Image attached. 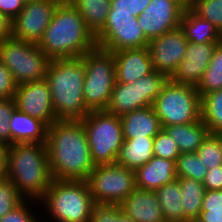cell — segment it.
Segmentation results:
<instances>
[{"label": "cell", "mask_w": 222, "mask_h": 222, "mask_svg": "<svg viewBox=\"0 0 222 222\" xmlns=\"http://www.w3.org/2000/svg\"><path fill=\"white\" fill-rule=\"evenodd\" d=\"M154 192L166 222H185V211L181 202L182 195L178 178L159 187Z\"/></svg>", "instance_id": "cell-26"}, {"label": "cell", "mask_w": 222, "mask_h": 222, "mask_svg": "<svg viewBox=\"0 0 222 222\" xmlns=\"http://www.w3.org/2000/svg\"><path fill=\"white\" fill-rule=\"evenodd\" d=\"M188 7L222 34V0H188Z\"/></svg>", "instance_id": "cell-33"}, {"label": "cell", "mask_w": 222, "mask_h": 222, "mask_svg": "<svg viewBox=\"0 0 222 222\" xmlns=\"http://www.w3.org/2000/svg\"><path fill=\"white\" fill-rule=\"evenodd\" d=\"M95 165L115 164L124 136L120 117L106 110L90 111L82 120Z\"/></svg>", "instance_id": "cell-6"}, {"label": "cell", "mask_w": 222, "mask_h": 222, "mask_svg": "<svg viewBox=\"0 0 222 222\" xmlns=\"http://www.w3.org/2000/svg\"><path fill=\"white\" fill-rule=\"evenodd\" d=\"M199 218L204 222H222V190H206Z\"/></svg>", "instance_id": "cell-34"}, {"label": "cell", "mask_w": 222, "mask_h": 222, "mask_svg": "<svg viewBox=\"0 0 222 222\" xmlns=\"http://www.w3.org/2000/svg\"><path fill=\"white\" fill-rule=\"evenodd\" d=\"M0 61L19 85L45 79L51 60L37 43L8 37L0 41Z\"/></svg>", "instance_id": "cell-9"}, {"label": "cell", "mask_w": 222, "mask_h": 222, "mask_svg": "<svg viewBox=\"0 0 222 222\" xmlns=\"http://www.w3.org/2000/svg\"><path fill=\"white\" fill-rule=\"evenodd\" d=\"M11 145L14 143H46L48 126L17 108L10 119Z\"/></svg>", "instance_id": "cell-22"}, {"label": "cell", "mask_w": 222, "mask_h": 222, "mask_svg": "<svg viewBox=\"0 0 222 222\" xmlns=\"http://www.w3.org/2000/svg\"><path fill=\"white\" fill-rule=\"evenodd\" d=\"M39 204L40 202L35 200H24L14 210L1 217L0 222H41L42 209L40 208ZM31 207L35 208L33 209ZM36 207L39 208V211L36 210L38 209ZM37 211L38 214H36Z\"/></svg>", "instance_id": "cell-35"}, {"label": "cell", "mask_w": 222, "mask_h": 222, "mask_svg": "<svg viewBox=\"0 0 222 222\" xmlns=\"http://www.w3.org/2000/svg\"><path fill=\"white\" fill-rule=\"evenodd\" d=\"M24 6L25 2L23 0H0V12L11 21L21 12Z\"/></svg>", "instance_id": "cell-43"}, {"label": "cell", "mask_w": 222, "mask_h": 222, "mask_svg": "<svg viewBox=\"0 0 222 222\" xmlns=\"http://www.w3.org/2000/svg\"><path fill=\"white\" fill-rule=\"evenodd\" d=\"M81 57L85 66V104L90 111L105 110L116 82L113 53L97 46Z\"/></svg>", "instance_id": "cell-7"}, {"label": "cell", "mask_w": 222, "mask_h": 222, "mask_svg": "<svg viewBox=\"0 0 222 222\" xmlns=\"http://www.w3.org/2000/svg\"><path fill=\"white\" fill-rule=\"evenodd\" d=\"M3 176L25 200L40 201L53 177L46 143H14L4 151Z\"/></svg>", "instance_id": "cell-2"}, {"label": "cell", "mask_w": 222, "mask_h": 222, "mask_svg": "<svg viewBox=\"0 0 222 222\" xmlns=\"http://www.w3.org/2000/svg\"><path fill=\"white\" fill-rule=\"evenodd\" d=\"M187 222H204L203 220H201L199 217L194 218V219H190Z\"/></svg>", "instance_id": "cell-46"}, {"label": "cell", "mask_w": 222, "mask_h": 222, "mask_svg": "<svg viewBox=\"0 0 222 222\" xmlns=\"http://www.w3.org/2000/svg\"><path fill=\"white\" fill-rule=\"evenodd\" d=\"M46 145L53 179L87 181L95 164L81 120L52 123Z\"/></svg>", "instance_id": "cell-1"}, {"label": "cell", "mask_w": 222, "mask_h": 222, "mask_svg": "<svg viewBox=\"0 0 222 222\" xmlns=\"http://www.w3.org/2000/svg\"><path fill=\"white\" fill-rule=\"evenodd\" d=\"M61 1L36 0L25 3L21 12L11 21V37L38 43Z\"/></svg>", "instance_id": "cell-13"}, {"label": "cell", "mask_w": 222, "mask_h": 222, "mask_svg": "<svg viewBox=\"0 0 222 222\" xmlns=\"http://www.w3.org/2000/svg\"><path fill=\"white\" fill-rule=\"evenodd\" d=\"M154 156L177 161L181 152L176 142L162 129L155 137L153 142Z\"/></svg>", "instance_id": "cell-38"}, {"label": "cell", "mask_w": 222, "mask_h": 222, "mask_svg": "<svg viewBox=\"0 0 222 222\" xmlns=\"http://www.w3.org/2000/svg\"><path fill=\"white\" fill-rule=\"evenodd\" d=\"M222 88V41L217 43L212 59L196 87L200 98Z\"/></svg>", "instance_id": "cell-30"}, {"label": "cell", "mask_w": 222, "mask_h": 222, "mask_svg": "<svg viewBox=\"0 0 222 222\" xmlns=\"http://www.w3.org/2000/svg\"><path fill=\"white\" fill-rule=\"evenodd\" d=\"M201 120L210 133L222 134V88L201 97Z\"/></svg>", "instance_id": "cell-29"}, {"label": "cell", "mask_w": 222, "mask_h": 222, "mask_svg": "<svg viewBox=\"0 0 222 222\" xmlns=\"http://www.w3.org/2000/svg\"><path fill=\"white\" fill-rule=\"evenodd\" d=\"M14 99L19 111L43 121L48 127L58 121L53 110L50 88L45 79L19 84Z\"/></svg>", "instance_id": "cell-16"}, {"label": "cell", "mask_w": 222, "mask_h": 222, "mask_svg": "<svg viewBox=\"0 0 222 222\" xmlns=\"http://www.w3.org/2000/svg\"><path fill=\"white\" fill-rule=\"evenodd\" d=\"M37 45L50 60L81 57L97 47L95 35L68 0L58 4Z\"/></svg>", "instance_id": "cell-3"}, {"label": "cell", "mask_w": 222, "mask_h": 222, "mask_svg": "<svg viewBox=\"0 0 222 222\" xmlns=\"http://www.w3.org/2000/svg\"><path fill=\"white\" fill-rule=\"evenodd\" d=\"M135 186L139 189L155 191L159 187L177 179L176 162L154 156L135 171Z\"/></svg>", "instance_id": "cell-20"}, {"label": "cell", "mask_w": 222, "mask_h": 222, "mask_svg": "<svg viewBox=\"0 0 222 222\" xmlns=\"http://www.w3.org/2000/svg\"><path fill=\"white\" fill-rule=\"evenodd\" d=\"M4 151L5 147L0 143V176L3 174L4 169Z\"/></svg>", "instance_id": "cell-45"}, {"label": "cell", "mask_w": 222, "mask_h": 222, "mask_svg": "<svg viewBox=\"0 0 222 222\" xmlns=\"http://www.w3.org/2000/svg\"><path fill=\"white\" fill-rule=\"evenodd\" d=\"M177 178H190L203 182L207 168L199 159L196 152L181 153L176 161Z\"/></svg>", "instance_id": "cell-32"}, {"label": "cell", "mask_w": 222, "mask_h": 222, "mask_svg": "<svg viewBox=\"0 0 222 222\" xmlns=\"http://www.w3.org/2000/svg\"><path fill=\"white\" fill-rule=\"evenodd\" d=\"M120 206L134 222H166L152 190L135 188Z\"/></svg>", "instance_id": "cell-19"}, {"label": "cell", "mask_w": 222, "mask_h": 222, "mask_svg": "<svg viewBox=\"0 0 222 222\" xmlns=\"http://www.w3.org/2000/svg\"><path fill=\"white\" fill-rule=\"evenodd\" d=\"M39 202L41 222H89L96 204L87 181L60 179L52 180Z\"/></svg>", "instance_id": "cell-5"}, {"label": "cell", "mask_w": 222, "mask_h": 222, "mask_svg": "<svg viewBox=\"0 0 222 222\" xmlns=\"http://www.w3.org/2000/svg\"><path fill=\"white\" fill-rule=\"evenodd\" d=\"M11 20L0 12V41L11 37Z\"/></svg>", "instance_id": "cell-44"}, {"label": "cell", "mask_w": 222, "mask_h": 222, "mask_svg": "<svg viewBox=\"0 0 222 222\" xmlns=\"http://www.w3.org/2000/svg\"><path fill=\"white\" fill-rule=\"evenodd\" d=\"M89 222H134L120 205L95 204Z\"/></svg>", "instance_id": "cell-37"}, {"label": "cell", "mask_w": 222, "mask_h": 222, "mask_svg": "<svg viewBox=\"0 0 222 222\" xmlns=\"http://www.w3.org/2000/svg\"><path fill=\"white\" fill-rule=\"evenodd\" d=\"M25 3L36 1V0H23Z\"/></svg>", "instance_id": "cell-47"}, {"label": "cell", "mask_w": 222, "mask_h": 222, "mask_svg": "<svg viewBox=\"0 0 222 222\" xmlns=\"http://www.w3.org/2000/svg\"><path fill=\"white\" fill-rule=\"evenodd\" d=\"M85 66L82 57L54 59L48 65V82L58 121L82 120L90 110L83 98Z\"/></svg>", "instance_id": "cell-4"}, {"label": "cell", "mask_w": 222, "mask_h": 222, "mask_svg": "<svg viewBox=\"0 0 222 222\" xmlns=\"http://www.w3.org/2000/svg\"><path fill=\"white\" fill-rule=\"evenodd\" d=\"M153 142L154 137L124 140L115 164L135 171L154 157Z\"/></svg>", "instance_id": "cell-23"}, {"label": "cell", "mask_w": 222, "mask_h": 222, "mask_svg": "<svg viewBox=\"0 0 222 222\" xmlns=\"http://www.w3.org/2000/svg\"><path fill=\"white\" fill-rule=\"evenodd\" d=\"M188 42L180 26L151 39L148 49L154 71L170 78L185 56Z\"/></svg>", "instance_id": "cell-15"}, {"label": "cell", "mask_w": 222, "mask_h": 222, "mask_svg": "<svg viewBox=\"0 0 222 222\" xmlns=\"http://www.w3.org/2000/svg\"><path fill=\"white\" fill-rule=\"evenodd\" d=\"M151 0H111L114 13L131 14L138 17Z\"/></svg>", "instance_id": "cell-40"}, {"label": "cell", "mask_w": 222, "mask_h": 222, "mask_svg": "<svg viewBox=\"0 0 222 222\" xmlns=\"http://www.w3.org/2000/svg\"><path fill=\"white\" fill-rule=\"evenodd\" d=\"M196 153L207 170L222 165V134L209 133Z\"/></svg>", "instance_id": "cell-31"}, {"label": "cell", "mask_w": 222, "mask_h": 222, "mask_svg": "<svg viewBox=\"0 0 222 222\" xmlns=\"http://www.w3.org/2000/svg\"><path fill=\"white\" fill-rule=\"evenodd\" d=\"M16 108L14 98L0 99V143L6 147L11 145L10 119L11 114Z\"/></svg>", "instance_id": "cell-39"}, {"label": "cell", "mask_w": 222, "mask_h": 222, "mask_svg": "<svg viewBox=\"0 0 222 222\" xmlns=\"http://www.w3.org/2000/svg\"><path fill=\"white\" fill-rule=\"evenodd\" d=\"M124 140L155 137L162 129L152 106L136 109L120 117Z\"/></svg>", "instance_id": "cell-21"}, {"label": "cell", "mask_w": 222, "mask_h": 222, "mask_svg": "<svg viewBox=\"0 0 222 222\" xmlns=\"http://www.w3.org/2000/svg\"><path fill=\"white\" fill-rule=\"evenodd\" d=\"M180 27L189 42L194 43H219L222 34L208 20L196 15L188 6L185 8Z\"/></svg>", "instance_id": "cell-25"}, {"label": "cell", "mask_w": 222, "mask_h": 222, "mask_svg": "<svg viewBox=\"0 0 222 222\" xmlns=\"http://www.w3.org/2000/svg\"><path fill=\"white\" fill-rule=\"evenodd\" d=\"M200 104L196 87L168 79L152 107L164 128L197 122L201 118Z\"/></svg>", "instance_id": "cell-8"}, {"label": "cell", "mask_w": 222, "mask_h": 222, "mask_svg": "<svg viewBox=\"0 0 222 222\" xmlns=\"http://www.w3.org/2000/svg\"><path fill=\"white\" fill-rule=\"evenodd\" d=\"M25 199L14 184L5 176H0V218L14 210Z\"/></svg>", "instance_id": "cell-36"}, {"label": "cell", "mask_w": 222, "mask_h": 222, "mask_svg": "<svg viewBox=\"0 0 222 222\" xmlns=\"http://www.w3.org/2000/svg\"><path fill=\"white\" fill-rule=\"evenodd\" d=\"M163 129L176 142L181 153L196 152L210 133L201 118L194 123L165 126Z\"/></svg>", "instance_id": "cell-24"}, {"label": "cell", "mask_w": 222, "mask_h": 222, "mask_svg": "<svg viewBox=\"0 0 222 222\" xmlns=\"http://www.w3.org/2000/svg\"><path fill=\"white\" fill-rule=\"evenodd\" d=\"M81 14L87 27L96 35L105 25L111 0H68Z\"/></svg>", "instance_id": "cell-27"}, {"label": "cell", "mask_w": 222, "mask_h": 222, "mask_svg": "<svg viewBox=\"0 0 222 222\" xmlns=\"http://www.w3.org/2000/svg\"><path fill=\"white\" fill-rule=\"evenodd\" d=\"M97 46L113 52L123 49L148 47L136 16L114 13L110 8L104 27L95 35Z\"/></svg>", "instance_id": "cell-12"}, {"label": "cell", "mask_w": 222, "mask_h": 222, "mask_svg": "<svg viewBox=\"0 0 222 222\" xmlns=\"http://www.w3.org/2000/svg\"><path fill=\"white\" fill-rule=\"evenodd\" d=\"M168 79L163 73L154 71L133 83L115 82L105 110L121 117L130 111L152 106Z\"/></svg>", "instance_id": "cell-10"}, {"label": "cell", "mask_w": 222, "mask_h": 222, "mask_svg": "<svg viewBox=\"0 0 222 222\" xmlns=\"http://www.w3.org/2000/svg\"><path fill=\"white\" fill-rule=\"evenodd\" d=\"M87 182L96 204L120 205L136 188L134 170L117 164L95 165Z\"/></svg>", "instance_id": "cell-11"}, {"label": "cell", "mask_w": 222, "mask_h": 222, "mask_svg": "<svg viewBox=\"0 0 222 222\" xmlns=\"http://www.w3.org/2000/svg\"><path fill=\"white\" fill-rule=\"evenodd\" d=\"M217 43L188 42L185 56L169 78L172 82L197 87Z\"/></svg>", "instance_id": "cell-17"}, {"label": "cell", "mask_w": 222, "mask_h": 222, "mask_svg": "<svg viewBox=\"0 0 222 222\" xmlns=\"http://www.w3.org/2000/svg\"><path fill=\"white\" fill-rule=\"evenodd\" d=\"M188 0H151L137 17L138 23L150 41L180 26Z\"/></svg>", "instance_id": "cell-14"}, {"label": "cell", "mask_w": 222, "mask_h": 222, "mask_svg": "<svg viewBox=\"0 0 222 222\" xmlns=\"http://www.w3.org/2000/svg\"><path fill=\"white\" fill-rule=\"evenodd\" d=\"M18 84L14 80L11 72L0 61V99L14 98Z\"/></svg>", "instance_id": "cell-41"}, {"label": "cell", "mask_w": 222, "mask_h": 222, "mask_svg": "<svg viewBox=\"0 0 222 222\" xmlns=\"http://www.w3.org/2000/svg\"><path fill=\"white\" fill-rule=\"evenodd\" d=\"M116 82L128 84L154 72L148 47L113 51Z\"/></svg>", "instance_id": "cell-18"}, {"label": "cell", "mask_w": 222, "mask_h": 222, "mask_svg": "<svg viewBox=\"0 0 222 222\" xmlns=\"http://www.w3.org/2000/svg\"><path fill=\"white\" fill-rule=\"evenodd\" d=\"M203 185L206 190H222V165L207 170Z\"/></svg>", "instance_id": "cell-42"}, {"label": "cell", "mask_w": 222, "mask_h": 222, "mask_svg": "<svg viewBox=\"0 0 222 222\" xmlns=\"http://www.w3.org/2000/svg\"><path fill=\"white\" fill-rule=\"evenodd\" d=\"M181 190V202L185 211V222L200 216L202 210V200L205 194L203 182L190 179L178 178Z\"/></svg>", "instance_id": "cell-28"}]
</instances>
